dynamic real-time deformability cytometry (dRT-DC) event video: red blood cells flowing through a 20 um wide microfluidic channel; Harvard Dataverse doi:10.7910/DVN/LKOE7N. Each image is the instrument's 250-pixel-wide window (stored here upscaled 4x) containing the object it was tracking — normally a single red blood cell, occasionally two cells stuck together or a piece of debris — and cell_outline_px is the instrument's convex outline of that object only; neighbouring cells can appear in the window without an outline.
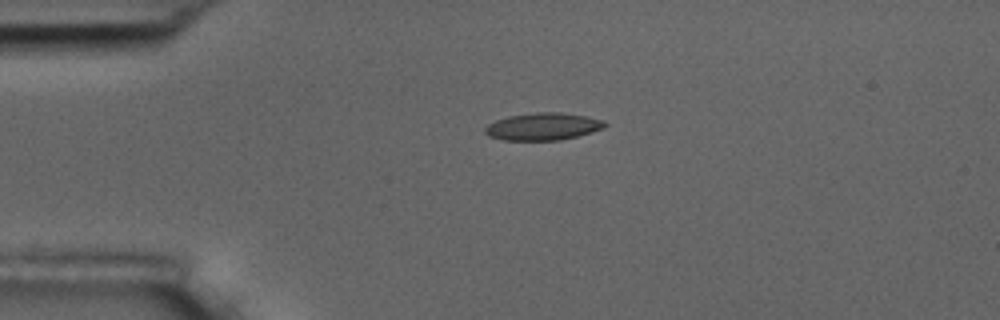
{"species": "common noctule bat (a hibernating species)", "species_latin": "Nyctalus noctula", "temperature_condition": "room temperature", "stored_images_in_passage": 2, "camera_frame_rate_fps": 3000, "um_per_image_px": 0.085, "animal": {"sex": "male", "body_mass_g": 17.5, "forearm_length_mm": 52.3}, "frame": {"image": 1, "passage_image": 1, "time_ms": 0.0, "image_size_px": [1000, 320], "cell_outline_px": [[608, 124], [604, 128], [592, 132], [560, 140], [504, 140], [488, 136], [484, 132], [484, 128], [488, 124], [496, 120], [508, 116], [536, 112], [560, 112], [584, 116], [604, 120]], "centroid_in_image_um": [46.14, 10.75], "position_along_channel_um": 38.9, "area_um2": 19.07}}